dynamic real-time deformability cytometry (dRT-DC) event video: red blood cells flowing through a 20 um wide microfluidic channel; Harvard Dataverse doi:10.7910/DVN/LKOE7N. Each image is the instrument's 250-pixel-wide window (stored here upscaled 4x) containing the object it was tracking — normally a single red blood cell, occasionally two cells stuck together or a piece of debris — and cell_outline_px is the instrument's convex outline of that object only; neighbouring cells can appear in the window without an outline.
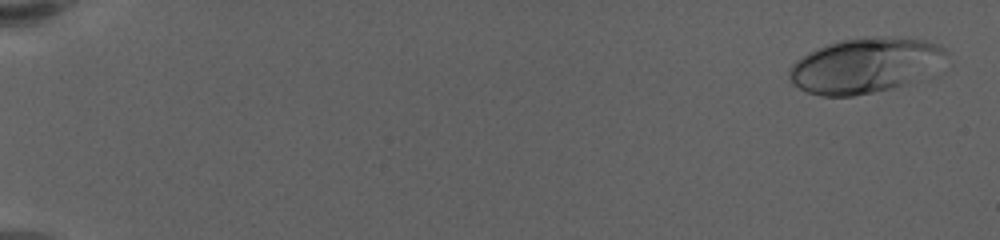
{"species": "human", "species_latin": "Homo sapiens", "temperature_condition": "warm", "stored_images_in_passage": 61, "camera_frame_rate_fps": 3000, "um_per_image_px": 0.085, "donor": {"sex": "female"}, "frame": {"image": 1, "passage_image": 2, "time_ms": 0.333, "image_size_px": [1000, 240], "cell_outline_px": [[944, 52], [904, 84], [892, 88], [852, 96], [820, 96], [808, 92], [792, 84], [788, 72], [788, 68], [796, 60], [808, 52], [816, 48], [840, 40], [864, 36], [892, 36], [928, 40], [940, 44], [944, 48]], "centroid_in_image_um": [73.3, 5.52], "position_along_channel_um": 11.7, "area_um2": 48.67}}
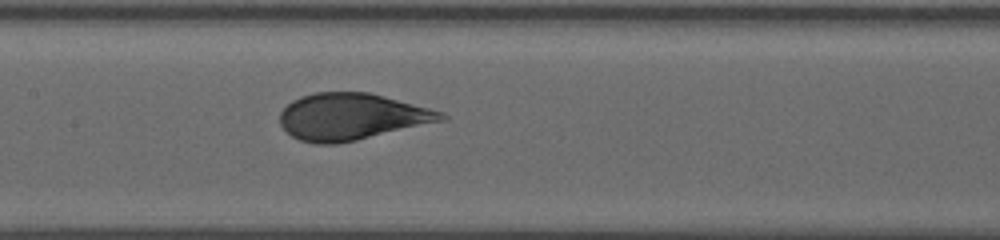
{"frame": {"image": 2, "passage_image": 32, "time_ms": 10.333, "image_size_px": [1000, 240], "cell_outline_px": [[448, 120], [356, 140], [336, 144], [316, 144], [300, 140], [292, 136], [280, 124], [280, 112], [292, 100], [300, 96], [312, 92], [368, 92], [384, 96], [444, 112], [448, 116]], "centroid_in_image_um": [29.9, 9.91], "position_along_channel_um": 177.5, "area_um2": 43.93}}
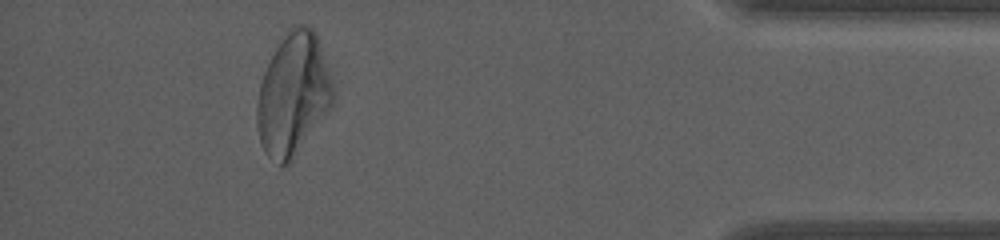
{"frame": {"image": 3, "passage_image": 56, "time_ms": 18.333, "image_size_px": [1000, 240], "cell_outline_px": [[332, 108], [292, 160], [288, 164], [280, 164], [268, 156], [264, 152], [260, 144], [256, 124], [256, 104], [260, 84], [264, 72], [284, 32], [292, 24], [312, 24], [316, 32], [332, 88]], "centroid_in_image_um": [24.89, 8.01], "position_along_channel_um": 410.3, "area_um2": 54.04}, "authors_computed_cell_mechanics": {"area_um2": 45.5464, "velocity_mm_per_s": 3.4412, "shape_relaxation_time_tau1_ms": 3.8962, "shape_relaxation_time_tau2_ms": null, "deformation_change_tau1": 0.1693, "deformation_change_tau2": null}}